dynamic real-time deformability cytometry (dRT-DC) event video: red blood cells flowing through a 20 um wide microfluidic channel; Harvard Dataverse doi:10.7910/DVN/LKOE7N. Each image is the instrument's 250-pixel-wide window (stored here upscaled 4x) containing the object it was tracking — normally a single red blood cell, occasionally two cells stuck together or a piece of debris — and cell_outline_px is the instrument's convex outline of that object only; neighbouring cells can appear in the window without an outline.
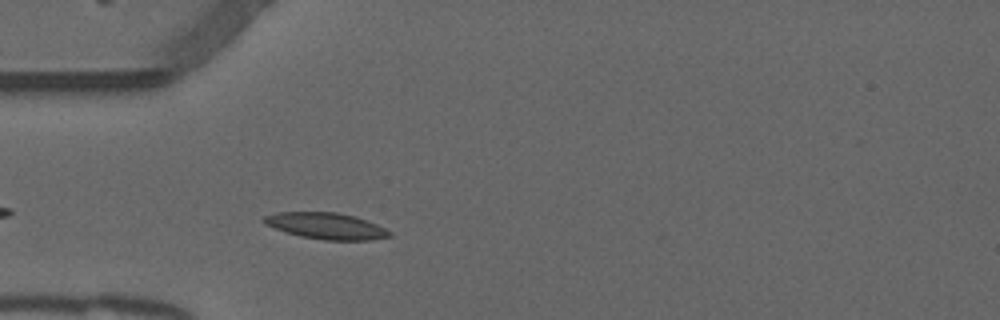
{"species": "common noctule bat (a hibernating species)", "species_latin": "Nyctalus noctula", "temperature_condition": "warm", "stored_images_in_passage": 32, "camera_frame_rate_fps": 3000, "um_per_image_px": 0.085, "animal": {"sex": "male", "forearm_length_mm": 52.5}, "frame": {"image": 1, "passage_image": 4, "time_ms": 1.0, "image_size_px": [1000, 320], "cell_outline_px": [[392, 236], [372, 240], [324, 240], [300, 236], [272, 228], [264, 224], [260, 220], [264, 216], [276, 212], [336, 212], [356, 216], [368, 220], [392, 232]], "centroid_in_image_um": [27.7, 19.2], "position_along_channel_um": 57.3, "area_um2": 19.54}}
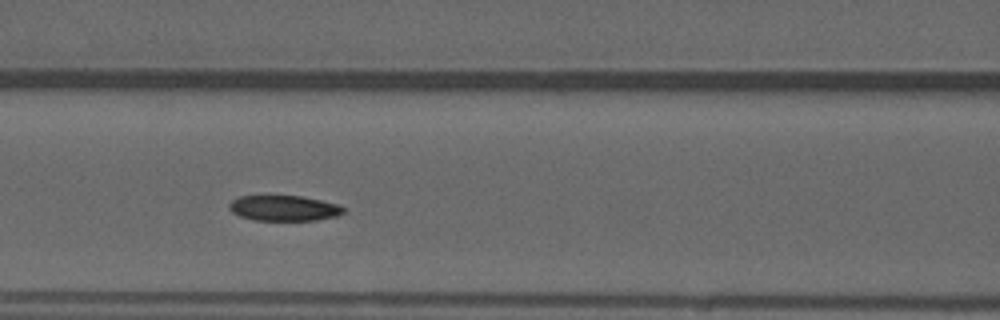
{"frame": {"image": 2, "passage_image": 11, "time_ms": 3.333, "image_size_px": [1000, 320], "cell_outline_px": [[344, 212], [336, 216], [316, 220], [252, 220], [240, 216], [232, 212], [228, 208], [228, 204], [232, 200], [240, 196], [300, 196], [340, 204], [344, 208]], "centroid_in_image_um": [24.12, 17.69], "position_along_channel_um": 142.5, "area_um2": 16.94}}
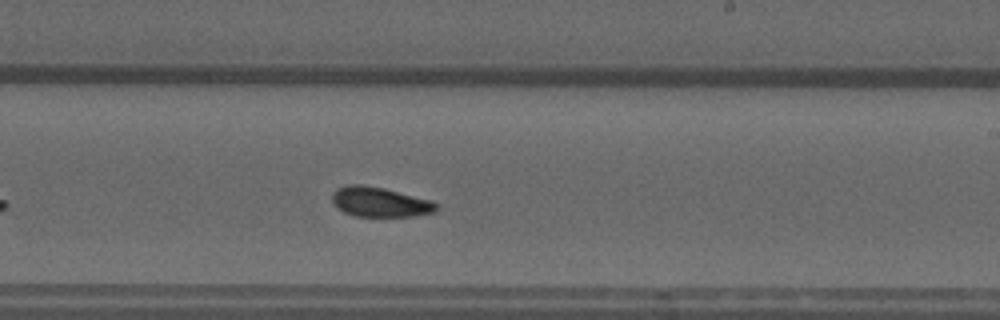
{"frame": {"image": 3, "passage_image": 20, "time_ms": 6.333, "image_size_px": [1000, 320], "cell_outline_px": [[440, 208], [436, 212], [416, 216], [356, 216], [344, 212], [332, 200], [332, 192], [336, 188], [348, 184], [364, 184], [384, 188], [432, 200]], "centroid_in_image_um": [32.33, 17.16], "position_along_channel_um": 256.7, "area_um2": 18.21}, "authors_computed_cell_mechanics": {"area_um2": 18.0914, "velocity_mm_per_s": 3.8266, "shape_relaxation_time_tau1_ms": 5.0124, "shape_relaxation_time_tau2_ms": 4.3736, "deformation_change_tau1": 0.1375, "deformation_change_tau2": 0.1013}}